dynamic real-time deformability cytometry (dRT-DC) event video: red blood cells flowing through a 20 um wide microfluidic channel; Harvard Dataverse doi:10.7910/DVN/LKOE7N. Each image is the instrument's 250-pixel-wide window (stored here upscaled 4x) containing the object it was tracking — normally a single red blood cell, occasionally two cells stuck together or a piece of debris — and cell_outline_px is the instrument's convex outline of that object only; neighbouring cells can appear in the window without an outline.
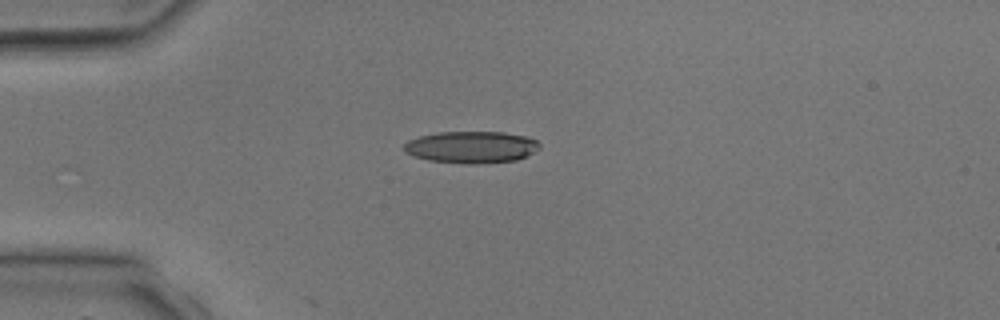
{"species": "common noctule bat (a hibernating species)", "species_latin": "Nyctalus noctula", "temperature_condition": "room temperature", "stored_images_in_passage": 2, "camera_frame_rate_fps": 3000, "um_per_image_px": 0.085, "animal": {"sex": "male", "body_mass_g": 17.9, "forearm_length_mm": 54.2}, "frame": {"image": 1, "passage_image": 1, "time_ms": 0.0, "image_size_px": [1000, 320], "cell_outline_px": [[540, 148], [516, 160], [480, 164], [464, 164], [428, 160], [404, 152], [400, 148], [408, 140], [420, 136], [436, 132], [504, 132], [524, 136], [536, 140], [540, 144]], "centroid_in_image_um": [40.02, 12.51], "position_along_channel_um": 45.0, "area_um2": 25.26}}